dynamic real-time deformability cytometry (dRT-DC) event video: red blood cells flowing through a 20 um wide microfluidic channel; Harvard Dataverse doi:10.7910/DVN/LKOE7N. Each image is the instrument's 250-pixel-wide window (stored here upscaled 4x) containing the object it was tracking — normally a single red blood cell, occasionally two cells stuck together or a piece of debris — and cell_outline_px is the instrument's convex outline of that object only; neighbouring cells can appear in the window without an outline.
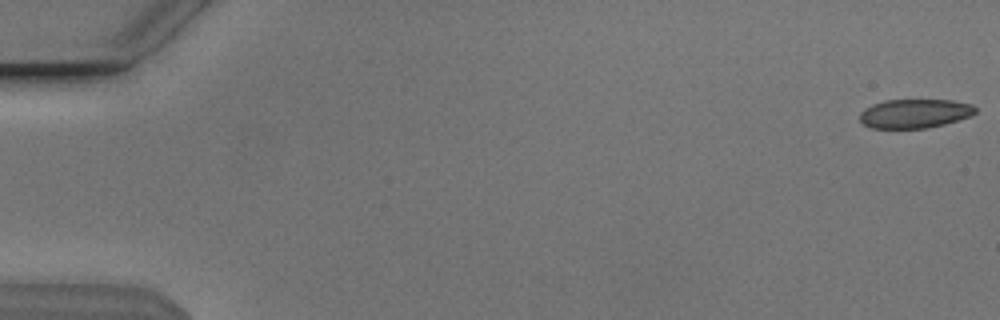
{"species": "Egyptian fruit bat (a non-hibernating species)", "species_latin": "Rousettus aegyptiacus", "temperature_condition": "cold", "stored_images_in_passage": 48, "camera_frame_rate_fps": 3000, "um_per_image_px": 0.085, "animal": {"sex": "male"}, "frame": {"image": 1, "passage_image": 1, "time_ms": 0.0, "image_size_px": [1000, 320], "cell_outline_px": [[976, 112], [968, 116], [944, 124], [924, 128], [872, 128], [864, 124], [860, 120], [860, 112], [864, 108], [872, 104], [884, 100], [952, 100], [972, 104], [976, 108]], "centroid_in_image_um": [77.72, 9.64], "position_along_channel_um": 7.3, "area_um2": 19.42}}
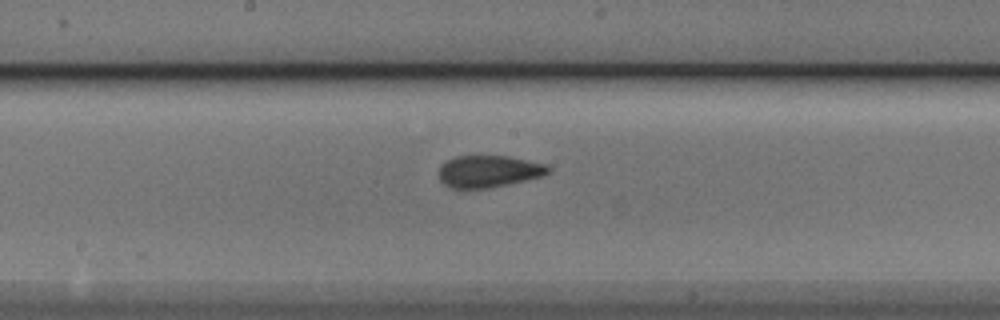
{"frame": {"image": 2, "passage_image": 29, "time_ms": 9.333, "image_size_px": [1000, 320], "cell_outline_px": [[552, 168], [548, 172], [540, 176], [524, 180], [488, 188], [452, 188], [444, 184], [440, 180], [440, 164], [456, 156], [508, 156], [544, 164]], "centroid_in_image_um": [41.5, 14.56], "position_along_channel_um": 206.7, "area_um2": 20.0}}
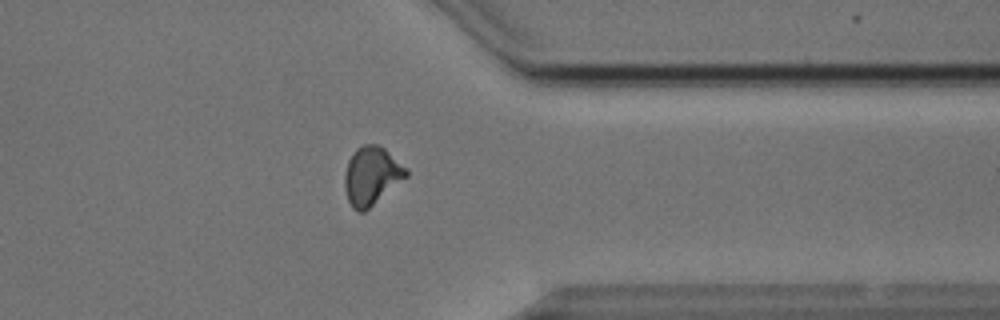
{"frame": {"image": 3, "passage_image": 43, "time_ms": 14.0, "image_size_px": [1000, 320], "cell_outline_px": [[408, 176], [364, 212], [356, 212], [352, 208], [348, 200], [344, 188], [344, 172], [348, 160], [356, 148], [364, 144], [376, 144], [384, 148], [408, 172]], "centroid_in_image_um": [31.53, 14.96], "position_along_channel_um": 379.9, "area_um2": 20.69}}